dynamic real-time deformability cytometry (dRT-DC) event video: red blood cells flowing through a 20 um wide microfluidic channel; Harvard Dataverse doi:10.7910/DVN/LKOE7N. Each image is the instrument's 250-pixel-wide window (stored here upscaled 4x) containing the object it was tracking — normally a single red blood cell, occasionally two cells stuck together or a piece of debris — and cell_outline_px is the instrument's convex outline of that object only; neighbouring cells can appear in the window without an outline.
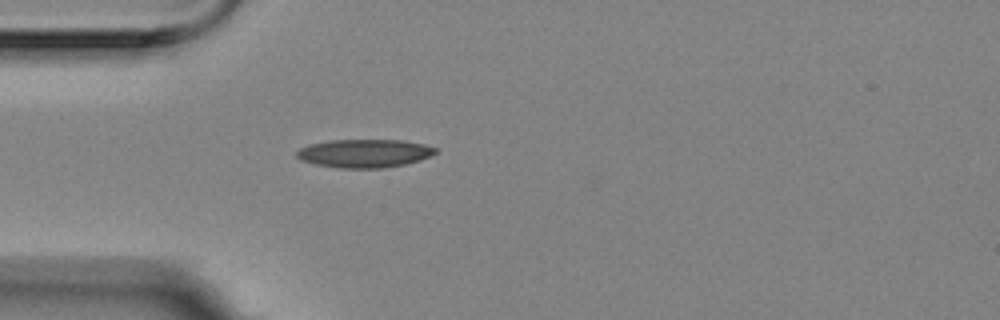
{"species": "Egyptian fruit bat (a non-hibernating species)", "species_latin": "Rousettus aegyptiacus", "temperature_condition": "room temperature", "stored_images_in_passage": 3, "camera_frame_rate_fps": 3000, "um_per_image_px": 0.085, "animal": {"sex": "female"}, "frame": {"image": 1, "passage_image": 3, "time_ms": 0.667, "image_size_px": [1000, 320], "cell_outline_px": [[436, 152], [432, 156], [420, 160], [404, 164], [384, 168], [340, 168], [316, 164], [300, 160], [296, 156], [296, 152], [300, 148], [312, 144], [332, 140], [404, 140], [424, 144], [436, 148]], "centroid_in_image_um": [31.0, 13.03], "position_along_channel_um": 54.0, "area_um2": 22.83}}